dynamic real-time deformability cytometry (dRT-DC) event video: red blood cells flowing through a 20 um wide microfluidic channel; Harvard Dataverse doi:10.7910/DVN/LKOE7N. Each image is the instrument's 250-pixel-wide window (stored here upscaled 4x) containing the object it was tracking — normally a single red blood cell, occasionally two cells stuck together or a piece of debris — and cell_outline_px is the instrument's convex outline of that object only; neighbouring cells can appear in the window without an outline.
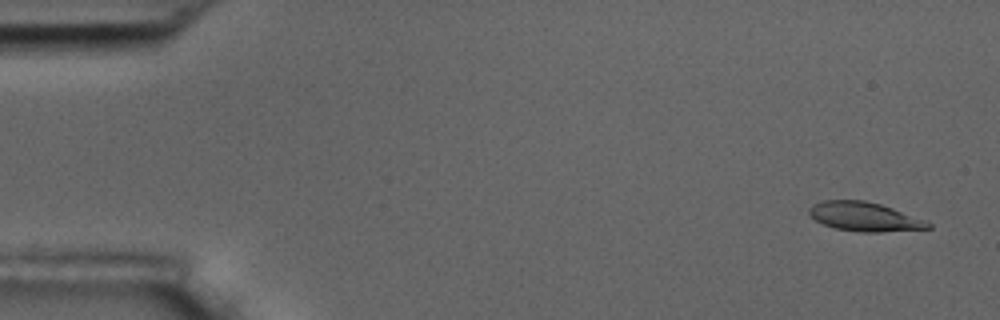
{"species": "common noctule bat (a hibernating species)", "species_latin": "Nyctalus noctula", "temperature_condition": "room temperature", "stored_images_in_passage": 4, "camera_frame_rate_fps": 3000, "um_per_image_px": 0.085, "animal": {"sex": "male", "body_mass_g": 17.5, "forearm_length_mm": 52.3}, "frame": {"image": 1, "passage_image": 1, "time_ms": 0.0, "image_size_px": [1000, 320], "cell_outline_px": [[932, 228], [880, 232], [860, 232], [836, 228], [824, 224], [816, 220], [808, 212], [808, 208], [812, 204], [824, 200], [864, 200], [880, 204], [892, 208], [924, 220], [932, 224]], "centroid_in_image_um": [73.46, 18.41], "position_along_channel_um": 11.5, "area_um2": 19.94}}
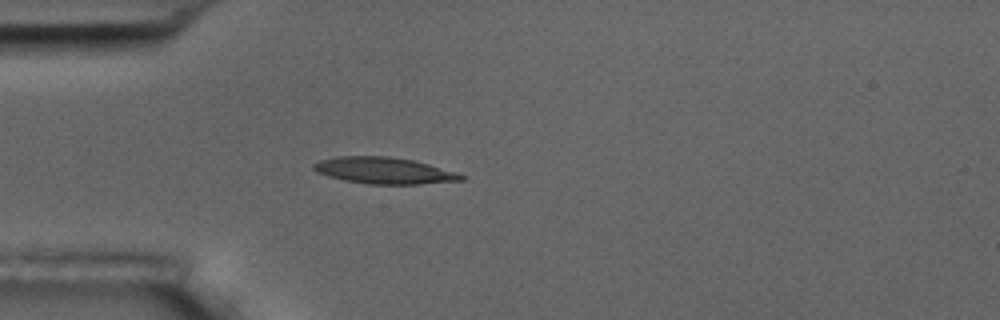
{"frame": {"image": 2, "passage_image": 4, "time_ms": 4.333, "image_size_px": [1000, 320], "cell_outline_px": [[464, 180], [420, 184], [368, 184], [344, 180], [328, 176], [316, 172], [312, 168], [312, 164], [320, 160], [336, 156], [388, 156], [412, 160], [428, 164], [456, 172], [464, 176]], "centroid_in_image_um": [32.6, 14.5], "position_along_channel_um": 52.4, "area_um2": 22.72}}